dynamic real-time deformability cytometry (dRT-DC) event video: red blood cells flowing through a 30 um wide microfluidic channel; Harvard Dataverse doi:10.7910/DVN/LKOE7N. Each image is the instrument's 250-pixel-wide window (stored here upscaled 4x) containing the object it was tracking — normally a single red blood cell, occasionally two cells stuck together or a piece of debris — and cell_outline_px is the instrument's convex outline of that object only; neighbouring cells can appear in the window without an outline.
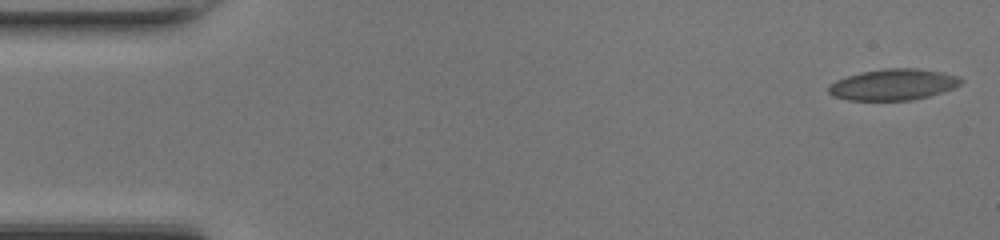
{"species": "common noctule bat (a hibernating species)", "species_latin": "Nyctalus noctula", "temperature_condition": "room temperature", "stored_images_in_passage": 11, "camera_frame_rate_fps": 3000, "um_per_image_px": 0.085, "animal": {"sex": "female", "body_mass_g": 17.0, "forearm_length_mm": 48.0}, "frame": {"image": 1, "passage_image": 1, "time_ms": 0.0, "image_size_px": [1000, 240], "cell_outline_px": [[964, 80], [956, 88], [928, 96], [912, 100], [848, 100], [832, 96], [828, 92], [828, 84], [836, 80], [848, 76], [864, 72], [884, 68], [920, 68], [944, 72], [960, 76]], "centroid_in_image_um": [75.96, 7.18], "position_along_channel_um": 9.0, "area_um2": 24.28}}